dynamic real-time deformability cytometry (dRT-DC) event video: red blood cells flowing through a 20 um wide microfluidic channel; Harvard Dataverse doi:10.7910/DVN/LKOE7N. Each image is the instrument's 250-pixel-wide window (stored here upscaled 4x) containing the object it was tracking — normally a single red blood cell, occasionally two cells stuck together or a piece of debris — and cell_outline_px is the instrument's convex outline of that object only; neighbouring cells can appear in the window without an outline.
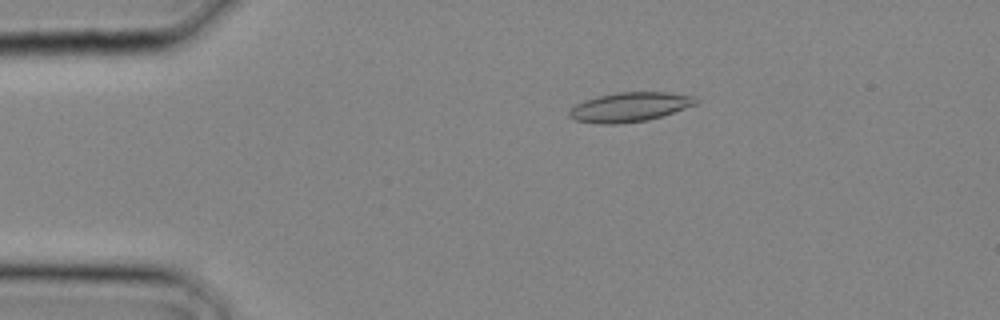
{"species": "common noctule bat (a hibernating species)", "species_latin": "Nyctalus noctula", "temperature_condition": "cold", "stored_images_in_passage": 13, "camera_frame_rate_fps": 3000, "um_per_image_px": 0.085, "animal": {"sex": "male", "body_mass_g": 20.4}, "frame": {"image": 1, "passage_image": 1, "time_ms": 0.0, "image_size_px": [1000, 320], "cell_outline_px": [[700, 100], [696, 104], [648, 120], [616, 124], [600, 124], [576, 120], [568, 116], [568, 112], [576, 104], [584, 100], [616, 92], [668, 92], [696, 96]], "centroid_in_image_um": [53.53, 9.09], "position_along_channel_um": 31.5, "area_um2": 21.56}}
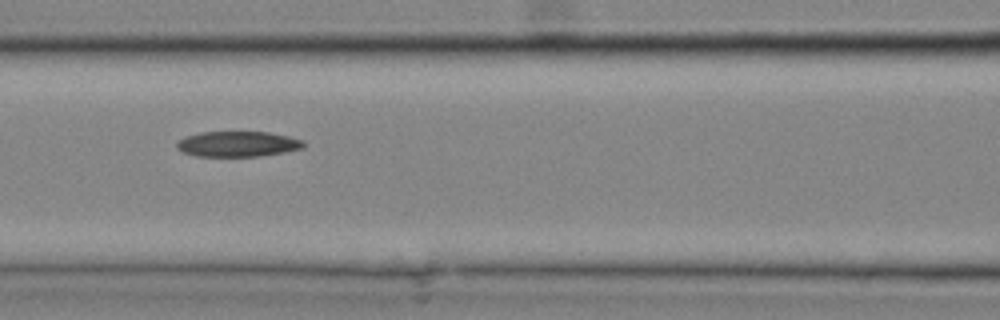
{"frame": {"image": 2, "passage_image": 8, "time_ms": 2.333, "image_size_px": [1000, 320], "cell_outline_px": [[308, 144], [304, 148], [284, 152], [260, 156], [196, 156], [180, 152], [176, 148], [176, 144], [184, 136], [200, 132], [268, 132], [288, 136], [304, 140]], "centroid_in_image_um": [20.22, 12.24], "position_along_channel_um": 146.4, "area_um2": 19.02}}
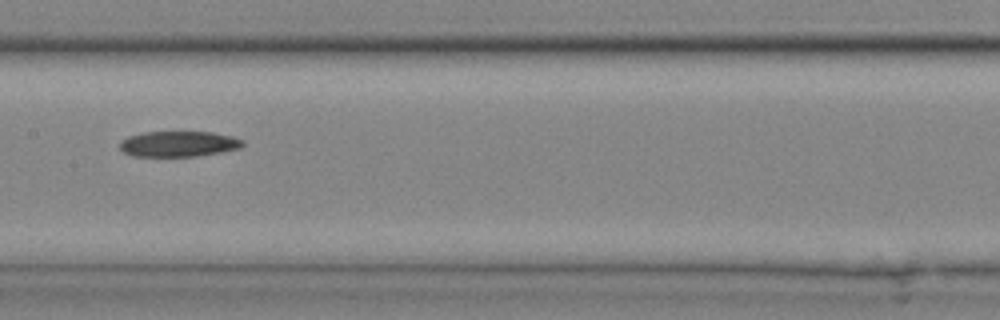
{"frame": {"image": 3, "passage_image": 10, "time_ms": 3.0, "image_size_px": [1000, 320], "cell_outline_px": [[244, 144], [240, 148], [220, 152], [196, 156], [132, 156], [124, 152], [120, 148], [120, 140], [128, 136], [144, 132], [212, 132], [232, 136], [244, 140]], "centroid_in_image_um": [15.17, 12.23], "position_along_channel_um": 192.2, "area_um2": 18.32}}